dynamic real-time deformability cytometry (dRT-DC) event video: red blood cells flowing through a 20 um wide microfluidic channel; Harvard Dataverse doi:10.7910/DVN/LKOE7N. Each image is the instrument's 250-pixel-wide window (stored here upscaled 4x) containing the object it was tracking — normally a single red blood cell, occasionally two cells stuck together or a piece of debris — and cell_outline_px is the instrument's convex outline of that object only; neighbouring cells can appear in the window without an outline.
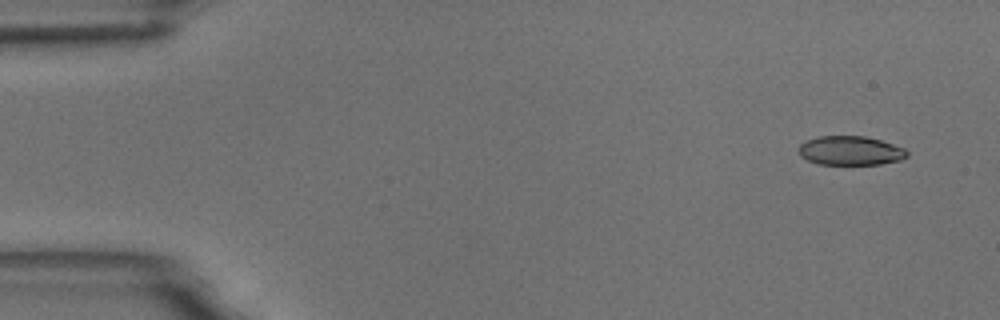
{"species": "common noctule bat (a hibernating species)", "species_latin": "Nyctalus noctula", "temperature_condition": "room temperature", "stored_images_in_passage": 5, "camera_frame_rate_fps": 3000, "um_per_image_px": 0.085, "animal": {"sex": "male", "body_mass_g": 18.8}, "frame": {"image": 1, "passage_image": 1, "time_ms": 0.0, "image_size_px": [1000, 320], "cell_outline_px": [[908, 156], [900, 160], [880, 164], [820, 164], [808, 160], [800, 156], [800, 144], [804, 140], [816, 136], [864, 136], [880, 140], [904, 148], [908, 152]], "centroid_in_image_um": [72.27, 12.8], "position_along_channel_um": 12.7, "area_um2": 18.32}}
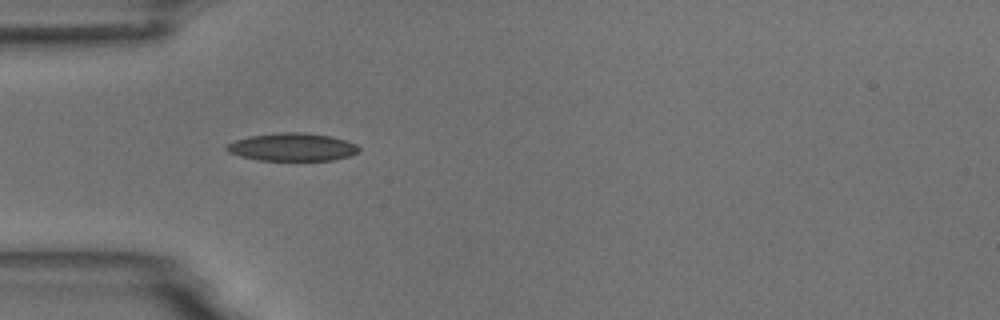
{"frame": {"image": 2, "passage_image": 4, "time_ms": 4.333, "image_size_px": [1000, 320], "cell_outline_px": [[360, 148], [356, 152], [348, 156], [332, 160], [260, 160], [240, 156], [228, 152], [224, 148], [228, 144], [236, 140], [248, 136], [280, 132], [304, 132], [328, 136], [344, 140], [356, 144]], "centroid_in_image_um": [24.8, 12.49], "position_along_channel_um": 60.2, "area_um2": 21.27}}